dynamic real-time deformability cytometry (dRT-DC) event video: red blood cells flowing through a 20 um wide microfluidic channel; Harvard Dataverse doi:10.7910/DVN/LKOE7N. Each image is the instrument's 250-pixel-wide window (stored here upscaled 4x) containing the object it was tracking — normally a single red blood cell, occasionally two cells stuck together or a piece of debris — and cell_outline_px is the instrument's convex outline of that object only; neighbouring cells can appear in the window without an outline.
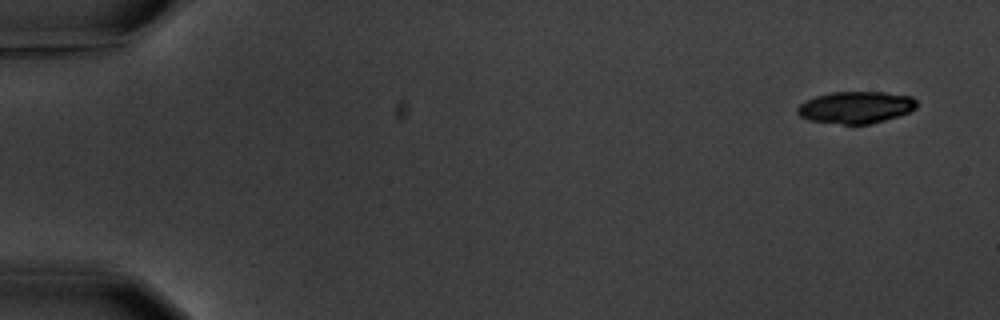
{"species": "common noctule bat (a hibernating species)", "species_latin": "Nyctalus noctula", "temperature_condition": "warm", "stored_images_in_passage": 6, "segment_of_instrument_passage": [1, 2], "camera_frame_rate_fps": 3000, "um_per_image_px": 0.085, "animal": {"sex": "male", "body_mass_g": 20.1, "forearm_length_mm": 53.5}, "frame": {"image": 1, "passage_image": 1, "time_ms": 0.0, "image_size_px": [1000, 320], "cell_outline_px": [[916, 108], [908, 112], [884, 120], [868, 124], [844, 124], [808, 120], [800, 116], [796, 112], [796, 108], [804, 100], [816, 96], [832, 92], [884, 92], [912, 96], [916, 100]], "centroid_in_image_um": [72.71, 9.11], "position_along_channel_um": 12.3, "area_um2": 22.14}}